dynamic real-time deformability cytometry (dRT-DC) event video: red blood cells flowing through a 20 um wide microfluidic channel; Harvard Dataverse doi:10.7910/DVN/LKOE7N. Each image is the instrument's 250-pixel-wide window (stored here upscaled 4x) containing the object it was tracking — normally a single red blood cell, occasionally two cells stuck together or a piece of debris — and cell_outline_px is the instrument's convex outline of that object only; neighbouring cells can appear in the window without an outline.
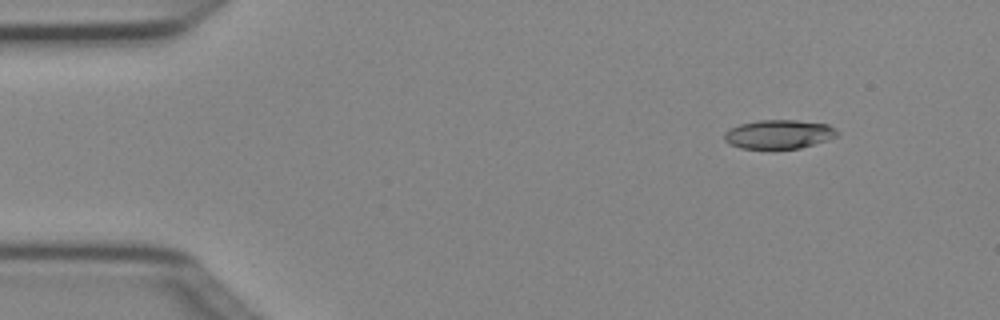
{"species": "Egyptian fruit bat (a non-hibernating species)", "species_latin": "Rousettus aegyptiacus", "temperature_condition": "cold", "stored_images_in_passage": 6, "camera_frame_rate_fps": 3000, "um_per_image_px": 0.085, "animal": {"sex": "female"}, "frame": {"image": 1, "passage_image": 2, "time_ms": 0.333, "image_size_px": [1000, 320], "cell_outline_px": [[840, 132], [836, 136], [828, 140], [800, 148], [772, 152], [740, 148], [728, 144], [724, 140], [724, 132], [740, 124], [760, 120], [796, 120], [828, 124], [836, 128]], "centroid_in_image_um": [66.19, 11.46], "position_along_channel_um": 18.8, "area_um2": 19.88}}
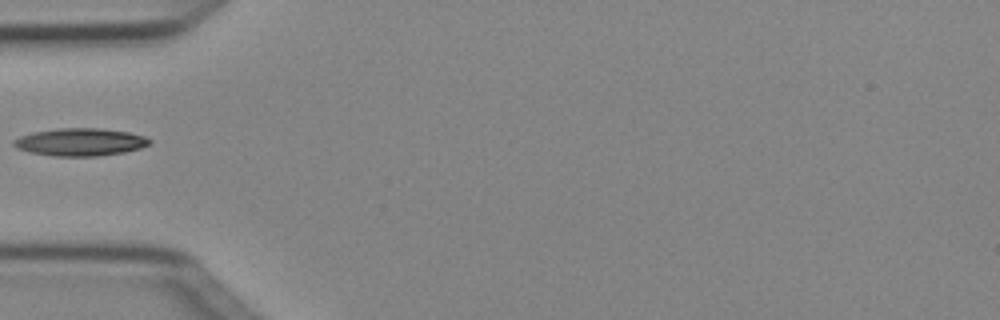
{"frame": {"image": 2, "passage_image": 5, "time_ms": 1.333, "image_size_px": [1000, 320], "cell_outline_px": [[152, 144], [140, 148], [124, 152], [100, 156], [52, 156], [32, 152], [16, 148], [12, 144], [12, 140], [20, 136], [32, 132], [56, 128], [100, 128], [128, 132], [144, 136], [152, 140]], "centroid_in_image_um": [6.82, 12.07], "position_along_channel_um": 78.2, "area_um2": 22.02}}
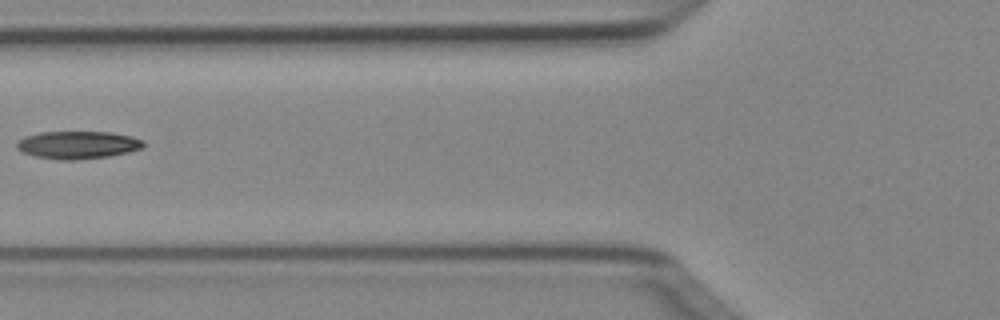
{"frame": {"image": 3, "passage_image": 6, "time_ms": 1.667, "image_size_px": [1000, 320], "cell_outline_px": [[144, 144], [140, 148], [128, 152], [108, 156], [72, 160], [60, 160], [36, 156], [24, 152], [16, 148], [16, 140], [24, 136], [40, 132], [108, 132], [132, 136], [144, 140]], "centroid_in_image_um": [6.57, 12.31], "position_along_channel_um": 119.2, "area_um2": 20.35}}